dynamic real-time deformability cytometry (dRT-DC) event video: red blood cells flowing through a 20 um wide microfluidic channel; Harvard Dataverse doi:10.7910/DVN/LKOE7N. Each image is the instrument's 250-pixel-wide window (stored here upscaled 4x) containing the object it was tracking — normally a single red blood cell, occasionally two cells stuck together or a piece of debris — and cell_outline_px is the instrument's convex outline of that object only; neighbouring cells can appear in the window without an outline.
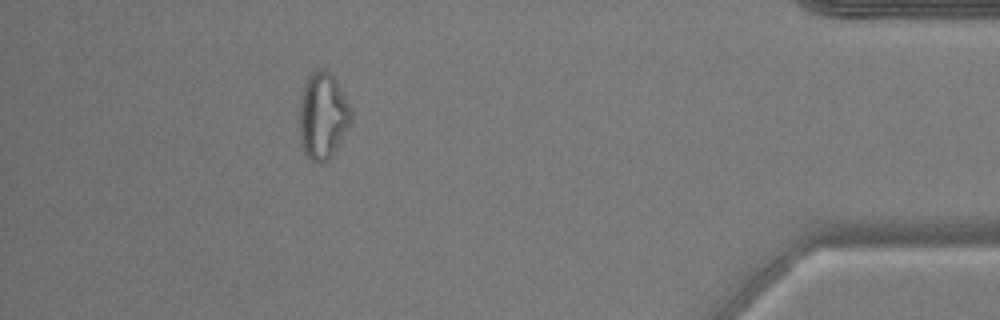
{"species": "common noctule bat (a hibernating species)", "species_latin": "Nyctalus noctula", "temperature_condition": "warm", "stored_images_in_passage": 38, "camera_frame_rate_fps": 3000, "um_per_image_px": 0.085, "animal": {"sex": "male", "body_mass_g": 17.9, "forearm_length_mm": 54.2}, "frame": {"image": 1, "passage_image": 33, "time_ms": 10.667, "image_size_px": [1000, 320], "cell_outline_px": [[352, 120], [332, 156], [328, 160], [320, 164], [312, 160], [304, 152], [300, 144], [300, 100], [304, 84], [308, 76], [312, 72], [320, 68], [324, 68], [336, 80], [352, 108]], "centroid_in_image_um": [27.44, 9.85], "position_along_channel_um": 407.8, "area_um2": 26.13}, "authors_computed_cell_mechanics": {"area_um2": 21.2704, "velocity_mm_per_s": 3.8209, "shape_relaxation_time_tau1_ms": null, "shape_relaxation_time_tau2_ms": 2.5074, "deformation_change_tau1": null, "deformation_change_tau2": 0.1155}}